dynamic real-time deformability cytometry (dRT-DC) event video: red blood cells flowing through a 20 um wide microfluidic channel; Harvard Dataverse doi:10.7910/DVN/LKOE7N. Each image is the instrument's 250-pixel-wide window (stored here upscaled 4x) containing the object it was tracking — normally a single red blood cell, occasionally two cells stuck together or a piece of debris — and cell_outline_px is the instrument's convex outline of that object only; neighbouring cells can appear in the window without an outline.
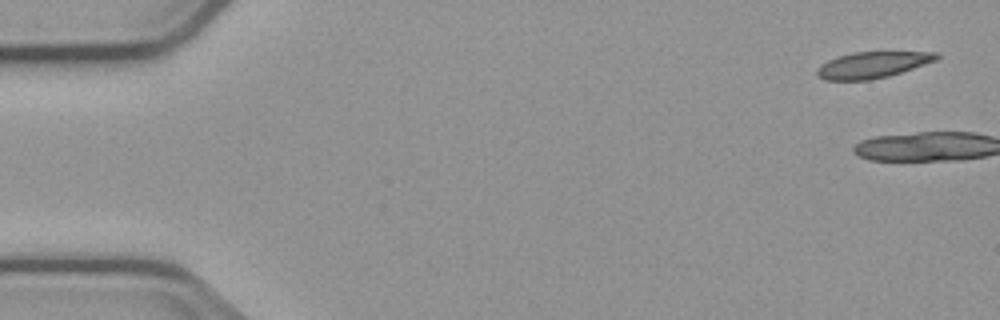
{"species": "common noctule bat (a hibernating species)", "species_latin": "Nyctalus noctula", "temperature_condition": "cold", "stored_images_in_passage": 6, "camera_frame_rate_fps": 3000, "um_per_image_px": 0.085, "animal": {"sex": "male", "body_mass_g": 23.1, "forearm_length_mm": 52.7}, "frame": {"image": 1, "passage_image": 1, "time_ms": 0.0, "image_size_px": [1000, 320], "cell_outline_px": [[940, 56], [936, 60], [888, 76], [868, 80], [824, 80], [816, 76], [816, 68], [820, 64], [836, 56], [852, 52], [936, 52]], "centroid_in_image_um": [74.08, 5.51], "position_along_channel_um": 10.9, "area_um2": 18.26}}